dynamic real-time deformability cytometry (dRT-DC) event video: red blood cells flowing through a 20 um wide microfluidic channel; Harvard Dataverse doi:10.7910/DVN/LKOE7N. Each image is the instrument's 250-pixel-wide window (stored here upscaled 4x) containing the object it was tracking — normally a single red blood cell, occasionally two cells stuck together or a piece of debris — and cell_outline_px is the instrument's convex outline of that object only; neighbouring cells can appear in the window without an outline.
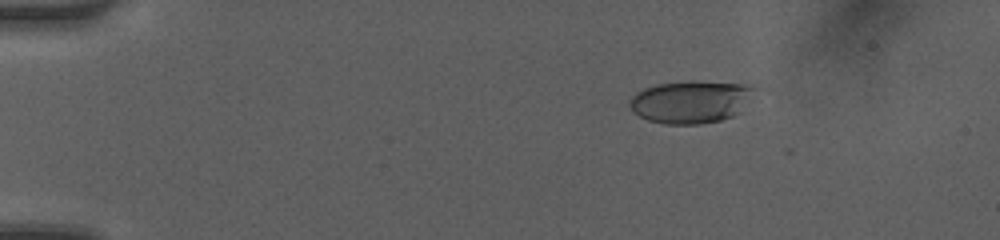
{"species": "human", "species_latin": "Homo sapiens", "temperature_condition": "room temperature", "stored_images_in_passage": 50, "camera_frame_rate_fps": 3000, "um_per_image_px": 0.085, "donor": {"sex": "female"}, "frame": {"image": 1, "passage_image": 9, "time_ms": 2.667, "image_size_px": [1000, 240], "cell_outline_px": [[760, 88], [732, 116], [720, 120], [700, 124], [664, 124], [648, 120], [632, 112], [628, 104], [628, 100], [636, 92], [644, 88], [656, 84], [692, 80], [748, 84]], "centroid_in_image_um": [58.69, 8.63], "position_along_channel_um": 26.3, "area_um2": 31.21}}
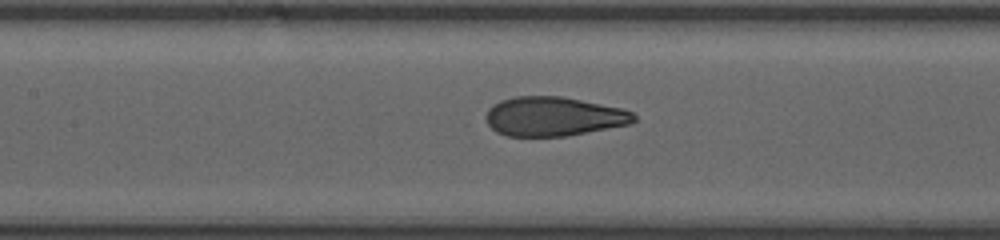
{"frame": {"image": 2, "passage_image": 25, "time_ms": 8.0, "image_size_px": [1000, 240], "cell_outline_px": [[636, 120], [632, 124], [564, 136], [508, 136], [496, 132], [488, 124], [484, 116], [488, 108], [492, 104], [500, 100], [516, 96], [560, 96], [624, 108], [632, 112], [636, 116]], "centroid_in_image_um": [47.05, 9.89], "position_along_channel_um": 160.4, "area_um2": 34.04}}
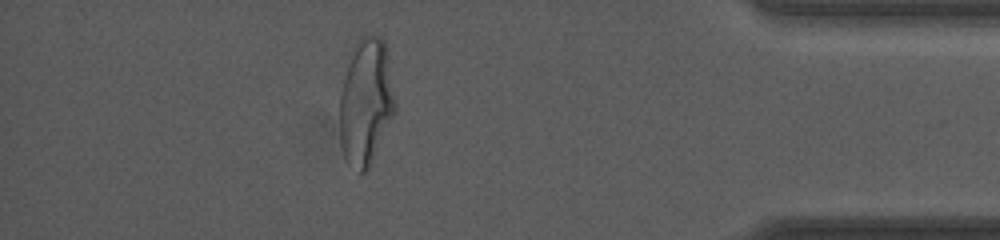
{"frame": {"image": 3, "passage_image": 45, "time_ms": 14.667, "image_size_px": [1000, 240], "cell_outline_px": [[396, 112], [372, 164], [364, 172], [360, 172], [344, 156], [340, 144], [340, 96], [344, 80], [356, 40], [360, 36], [380, 36], [384, 40], [396, 100]], "centroid_in_image_um": [31.14, 8.69], "position_along_channel_um": 404.1, "area_um2": 40.69}, "authors_computed_cell_mechanics": {"area_um2": 34.2465, "velocity_mm_per_s": 4.1912, "shape_relaxation_time_tau1_ms": 6.8075, "shape_relaxation_time_tau2_ms": null, "deformation_change_tau1": 0.2464, "deformation_change_tau2": null}}